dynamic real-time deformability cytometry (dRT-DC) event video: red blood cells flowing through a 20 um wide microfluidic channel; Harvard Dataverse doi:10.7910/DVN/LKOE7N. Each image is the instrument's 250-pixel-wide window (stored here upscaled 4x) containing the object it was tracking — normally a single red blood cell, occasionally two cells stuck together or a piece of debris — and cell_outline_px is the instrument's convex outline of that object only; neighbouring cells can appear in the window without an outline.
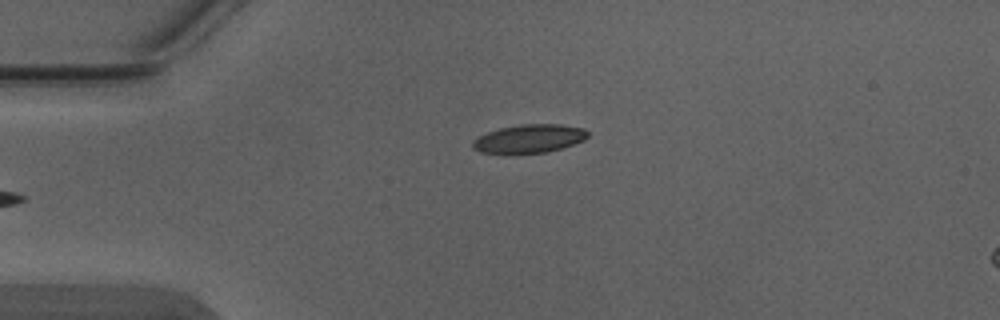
{"species": "Egyptian fruit bat (a non-hibernating species)", "species_latin": "Rousettus aegyptiacus", "temperature_condition": "warm", "stored_images_in_passage": 5, "camera_frame_rate_fps": 3000, "um_per_image_px": 0.085, "animal": {"sex": "male"}, "frame": {"image": 1, "passage_image": 5, "time_ms": 1.333, "image_size_px": [1000, 320], "cell_outline_px": [[588, 136], [584, 140], [560, 148], [544, 152], [508, 156], [480, 152], [472, 148], [472, 140], [488, 132], [500, 128], [520, 124], [560, 124], [584, 128], [588, 132]], "centroid_in_image_um": [44.92, 11.82], "position_along_channel_um": 40.1, "area_um2": 19.54}}